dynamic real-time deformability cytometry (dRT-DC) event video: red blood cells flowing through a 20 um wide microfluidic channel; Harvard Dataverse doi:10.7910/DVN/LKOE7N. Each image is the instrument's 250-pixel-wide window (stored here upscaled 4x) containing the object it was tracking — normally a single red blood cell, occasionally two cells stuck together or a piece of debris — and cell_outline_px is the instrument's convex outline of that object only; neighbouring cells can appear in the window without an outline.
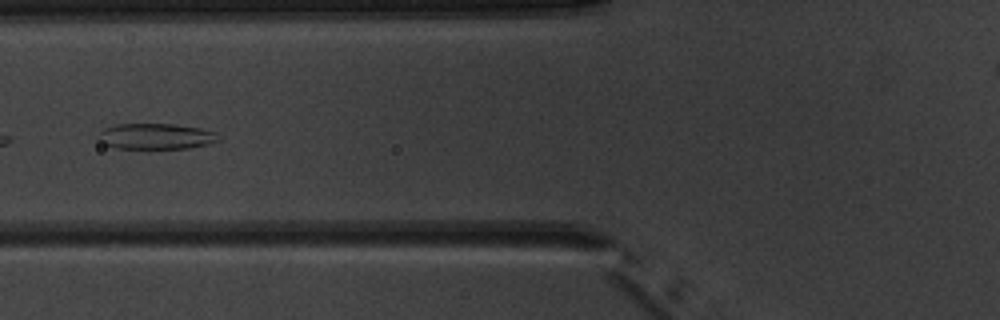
{"species": "common noctule bat (a hibernating species)", "species_latin": "Nyctalus noctula", "temperature_condition": "warm", "stored_images_in_passage": 7, "camera_frame_rate_fps": 3000, "um_per_image_px": 0.085, "animal": {"sex": "male", "body_mass_g": 20.1, "forearm_length_mm": 53.5}, "frame": {"image": 1, "passage_image": 7, "time_ms": 7.0, "image_size_px": [1000, 320], "cell_outline_px": [[220, 140], [208, 144], [188, 148], [116, 148], [104, 144], [96, 136], [104, 128], [116, 124], [172, 124], [200, 128], [216, 132]], "centroid_in_image_um": [13.24, 11.58], "position_along_channel_um": 112.6, "area_um2": 17.98}}